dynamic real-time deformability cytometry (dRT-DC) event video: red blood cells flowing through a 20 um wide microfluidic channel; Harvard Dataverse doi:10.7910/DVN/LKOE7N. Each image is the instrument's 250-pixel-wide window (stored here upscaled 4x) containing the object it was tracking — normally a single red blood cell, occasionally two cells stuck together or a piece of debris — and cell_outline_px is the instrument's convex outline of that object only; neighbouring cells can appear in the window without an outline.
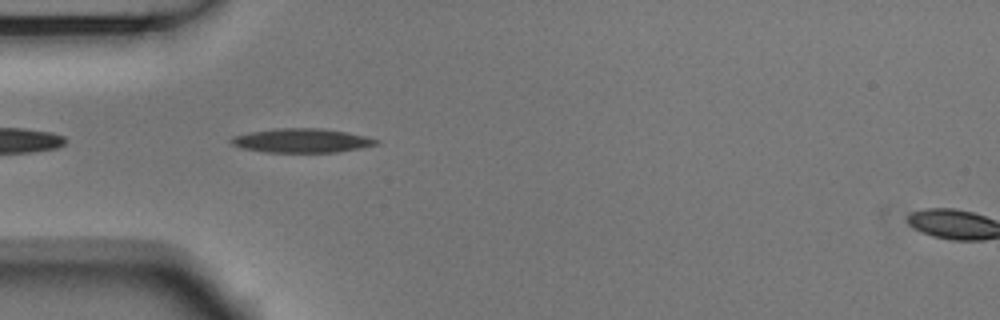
{"species": "Egyptian fruit bat (a non-hibernating species)", "species_latin": "Rousettus aegyptiacus", "temperature_condition": "room temperature", "stored_images_in_passage": 26, "camera_frame_rate_fps": 3000, "um_per_image_px": 0.085, "animal": {"sex": "male"}, "frame": {"image": 1, "passage_image": 3, "time_ms": 0.667, "image_size_px": [1000, 320], "cell_outline_px": [[380, 140], [376, 144], [360, 148], [336, 152], [264, 152], [240, 148], [232, 144], [228, 140], [232, 136], [248, 132], [276, 128], [320, 128], [344, 132], [364, 136]], "centroid_in_image_um": [25.56, 11.95], "position_along_channel_um": 59.4, "area_um2": 20.29}}
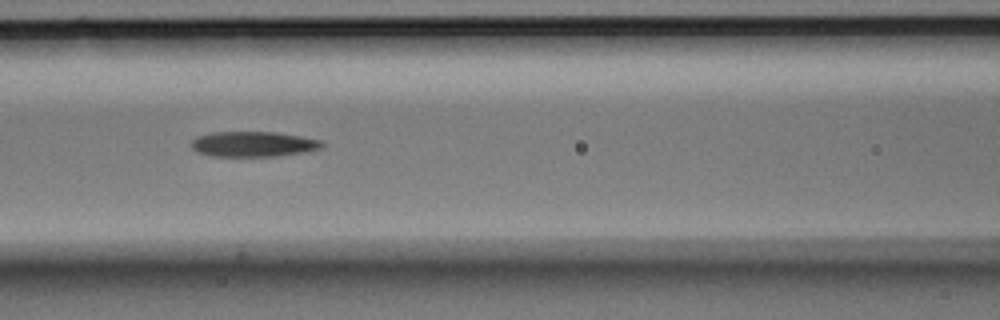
{"frame": {"image": 2, "passage_image": 10, "time_ms": 3.0, "image_size_px": [1000, 320], "cell_outline_px": [[324, 144], [320, 148], [304, 152], [276, 156], [212, 156], [196, 152], [192, 148], [192, 140], [196, 136], [212, 132], [276, 132], [300, 136], [320, 140]], "centroid_in_image_um": [21.49, 12.24], "position_along_channel_um": 145.1, "area_um2": 19.19}}
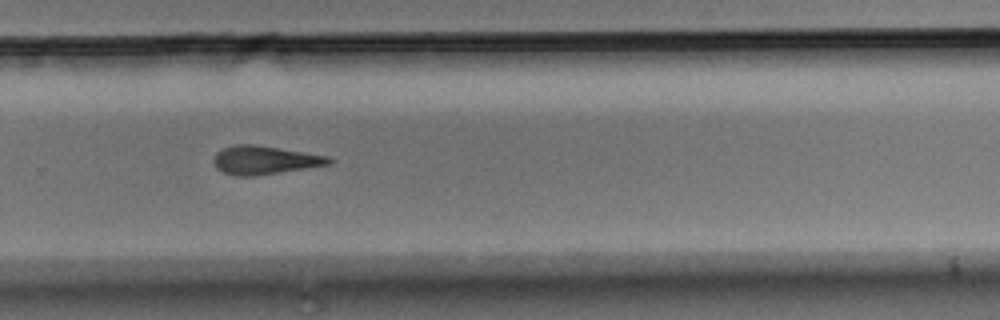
{"frame": {"image": 3, "passage_image": 23, "time_ms": 7.333, "image_size_px": [1000, 320], "cell_outline_px": [[336, 160], [328, 164], [256, 176], [236, 176], [224, 172], [216, 168], [212, 160], [216, 152], [224, 148], [236, 144], [252, 144], [304, 152], [328, 156]], "centroid_in_image_um": [22.46, 13.61], "position_along_channel_um": 307.3, "area_um2": 18.96}}